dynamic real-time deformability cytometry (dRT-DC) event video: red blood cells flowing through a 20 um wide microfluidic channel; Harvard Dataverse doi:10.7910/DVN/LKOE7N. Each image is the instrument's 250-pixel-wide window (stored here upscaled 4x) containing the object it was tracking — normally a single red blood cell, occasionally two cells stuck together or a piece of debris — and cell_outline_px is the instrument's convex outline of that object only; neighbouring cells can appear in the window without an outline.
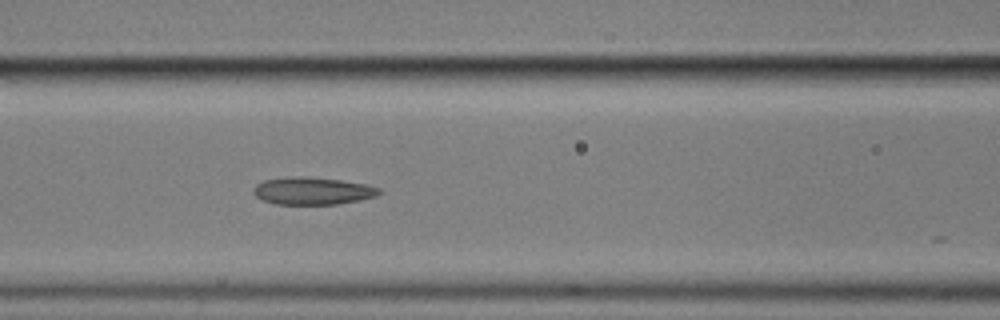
{"species": "common noctule bat (a hibernating species)", "species_latin": "Nyctalus noctula", "temperature_condition": "cold", "stored_images_in_passage": 7, "camera_frame_rate_fps": 3000, "um_per_image_px": 0.085, "animal": {"sex": "male", "body_mass_g": 17.9}, "frame": {"image": 1, "passage_image": 7, "time_ms": 7.0, "image_size_px": [1000, 320], "cell_outline_px": [[380, 192], [376, 196], [360, 200], [336, 204], [276, 204], [264, 200], [256, 196], [252, 192], [252, 188], [256, 184], [264, 180], [288, 176], [296, 176], [340, 180], [368, 184], [380, 188]], "centroid_in_image_um": [26.55, 16.22], "position_along_channel_um": 140.0, "area_um2": 20.06}}